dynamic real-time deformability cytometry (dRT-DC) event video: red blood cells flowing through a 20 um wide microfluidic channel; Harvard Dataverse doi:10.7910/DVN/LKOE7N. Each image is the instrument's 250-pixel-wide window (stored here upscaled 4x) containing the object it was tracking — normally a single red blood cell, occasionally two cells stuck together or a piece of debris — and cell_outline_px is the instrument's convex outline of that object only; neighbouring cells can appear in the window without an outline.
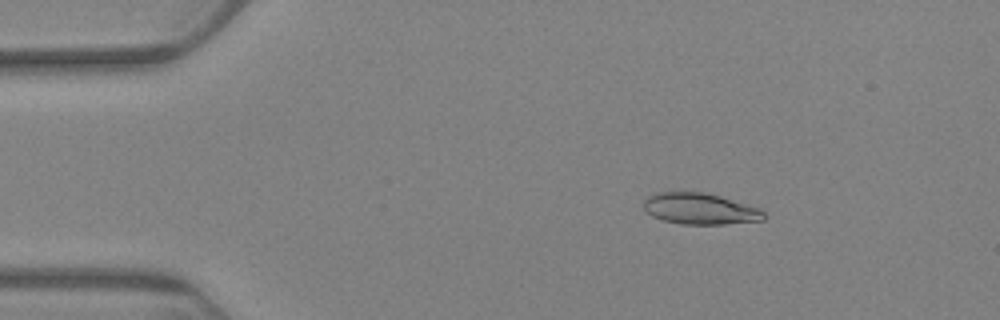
{"species": "Egyptian fruit bat (a non-hibernating species)", "species_latin": "Rousettus aegyptiacus", "temperature_condition": "warm", "stored_images_in_passage": 6, "camera_frame_rate_fps": 3000, "um_per_image_px": 0.085, "animal": {"sex": "female"}, "frame": {"image": 1, "passage_image": 3, "time_ms": 2.333, "image_size_px": [1000, 320], "cell_outline_px": [[764, 220], [724, 224], [680, 224], [664, 220], [652, 216], [644, 212], [644, 200], [652, 192], [704, 192], [720, 196], [760, 208], [764, 212]], "centroid_in_image_um": [59.46, 17.74], "position_along_channel_um": 25.5, "area_um2": 21.96}}
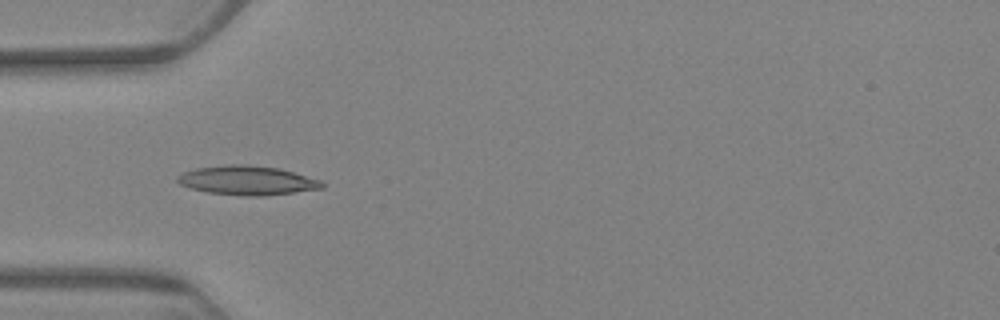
{"frame": {"image": 2, "passage_image": 5, "time_ms": 5.667, "image_size_px": [1000, 320], "cell_outline_px": [[324, 188], [260, 196], [244, 196], [208, 192], [192, 188], [180, 184], [176, 180], [176, 176], [184, 172], [196, 168], [224, 164], [248, 164], [280, 168], [320, 180], [324, 184]], "centroid_in_image_um": [20.99, 15.32], "position_along_channel_um": 64.0, "area_um2": 24.51}}
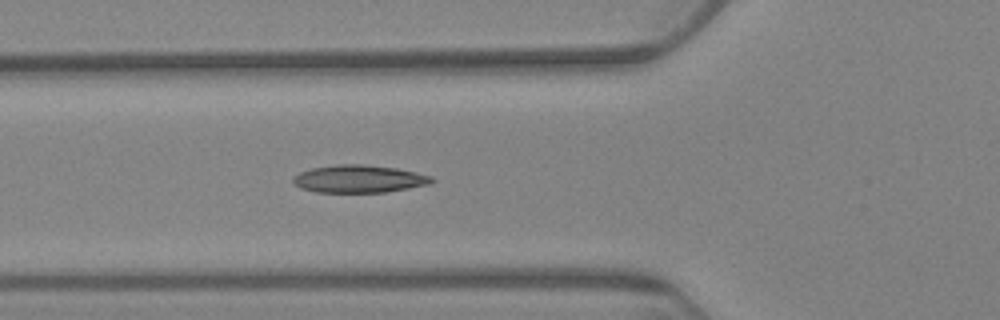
{"frame": {"image": 3, "passage_image": 6, "time_ms": 6.667, "image_size_px": [1000, 320], "cell_outline_px": [[436, 180], [428, 184], [408, 188], [384, 192], [316, 192], [300, 188], [292, 180], [292, 176], [300, 172], [312, 168], [336, 164], [364, 164], [396, 168], [416, 172], [432, 176]], "centroid_in_image_um": [30.5, 15.2], "position_along_channel_um": 95.3, "area_um2": 22.31}}